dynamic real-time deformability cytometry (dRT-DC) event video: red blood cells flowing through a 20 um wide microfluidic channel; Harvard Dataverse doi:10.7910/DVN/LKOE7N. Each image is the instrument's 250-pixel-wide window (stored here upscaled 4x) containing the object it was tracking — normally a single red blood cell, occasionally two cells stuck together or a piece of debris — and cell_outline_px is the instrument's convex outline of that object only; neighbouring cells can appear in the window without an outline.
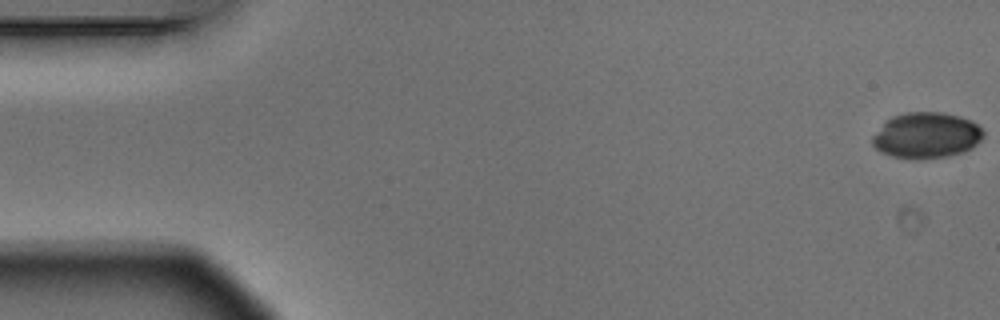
{"species": "Egyptian fruit bat (a non-hibernating species)", "species_latin": "Rousettus aegyptiacus", "temperature_condition": "warm", "stored_images_in_passage": 5, "camera_frame_rate_fps": 3000, "um_per_image_px": 0.085, "animal": {"sex": "male"}, "frame": {"image": 1, "passage_image": 1, "time_ms": 0.0, "image_size_px": [1000, 320], "cell_outline_px": [[984, 136], [972, 148], [964, 152], [948, 156], [916, 160], [892, 156], [880, 152], [872, 144], [872, 136], [892, 116], [908, 112], [940, 112], [960, 116], [972, 120], [984, 128]], "centroid_in_image_um": [78.78, 11.51], "position_along_channel_um": 6.2, "area_um2": 29.88}}
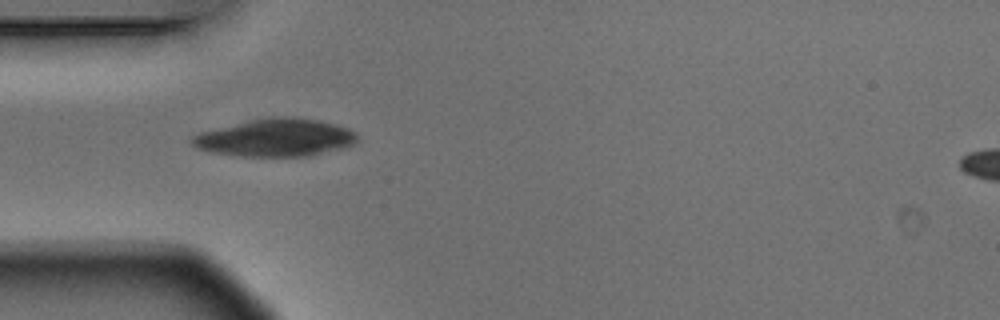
{"frame": {"image": 2, "passage_image": 5, "time_ms": 1.333, "image_size_px": [1000, 320], "cell_outline_px": [[360, 136], [352, 144], [340, 148], [304, 156], [240, 156], [212, 152], [196, 148], [188, 140], [192, 136], [200, 132], [268, 116], [288, 116], [320, 120], [336, 124], [348, 128], [356, 132]], "centroid_in_image_um": [23.4, 11.69], "position_along_channel_um": 61.6, "area_um2": 36.13}}